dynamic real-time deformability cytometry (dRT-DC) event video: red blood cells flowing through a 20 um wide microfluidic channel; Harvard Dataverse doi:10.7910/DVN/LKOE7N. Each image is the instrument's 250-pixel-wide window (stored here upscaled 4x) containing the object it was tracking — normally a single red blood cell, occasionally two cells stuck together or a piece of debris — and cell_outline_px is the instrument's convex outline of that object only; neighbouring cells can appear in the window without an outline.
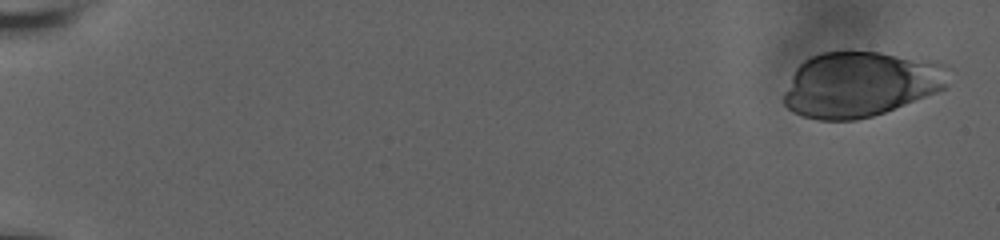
{"species": "human", "species_latin": "Homo sapiens", "temperature_condition": "room temperature", "stored_images_in_passage": 10, "camera_frame_rate_fps": 3000, "um_per_image_px": 0.085, "donor": {"sex": "male"}, "frame": {"image": 1, "passage_image": 1, "time_ms": 0.0, "image_size_px": [1000, 240], "cell_outline_px": [[952, 68], [948, 88], [884, 112], [872, 116], [856, 120], [820, 120], [804, 116], [788, 108], [784, 104], [784, 92], [796, 68], [804, 60], [812, 56], [824, 52], [880, 52], [940, 60]], "centroid_in_image_um": [73.25, 7.14], "position_along_channel_um": 11.8, "area_um2": 63.35}}
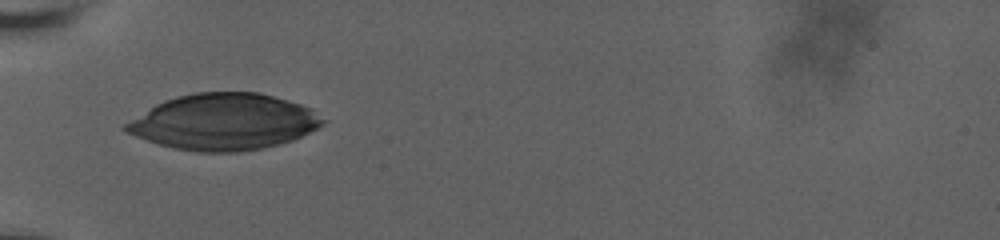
{"frame": {"image": 2, "passage_image": 9, "time_ms": 6.667, "image_size_px": [1000, 240], "cell_outline_px": [[328, 120], [324, 124], [292, 140], [280, 144], [260, 148], [236, 152], [196, 152], [176, 148], [160, 144], [136, 136], [120, 128], [124, 124], [156, 104], [164, 100], [176, 96], [196, 92], [256, 92], [272, 96], [300, 104], [312, 108]], "centroid_in_image_um": [19.04, 10.35], "position_along_channel_um": 66.0, "area_um2": 64.16}}
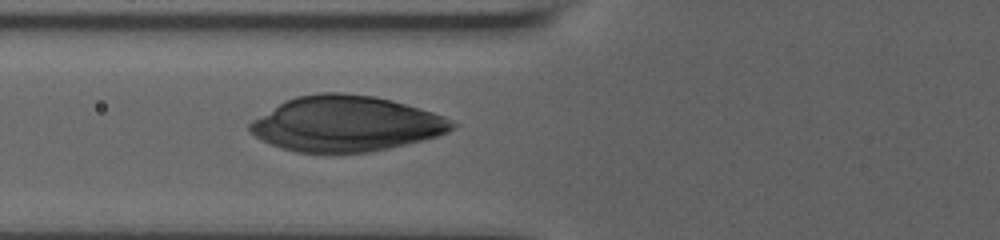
{"frame": {"image": 3, "passage_image": 10, "time_ms": 7.667, "image_size_px": [1000, 240], "cell_outline_px": [[456, 124], [448, 132], [436, 136], [388, 148], [368, 152], [332, 156], [324, 156], [296, 152], [280, 148], [256, 136], [248, 128], [248, 124], [252, 120], [284, 100], [296, 96], [320, 92], [340, 92], [372, 96], [392, 100], [420, 108], [444, 116]], "centroid_in_image_um": [29.35, 10.55], "position_along_channel_um": 96.4, "area_um2": 65.95}}